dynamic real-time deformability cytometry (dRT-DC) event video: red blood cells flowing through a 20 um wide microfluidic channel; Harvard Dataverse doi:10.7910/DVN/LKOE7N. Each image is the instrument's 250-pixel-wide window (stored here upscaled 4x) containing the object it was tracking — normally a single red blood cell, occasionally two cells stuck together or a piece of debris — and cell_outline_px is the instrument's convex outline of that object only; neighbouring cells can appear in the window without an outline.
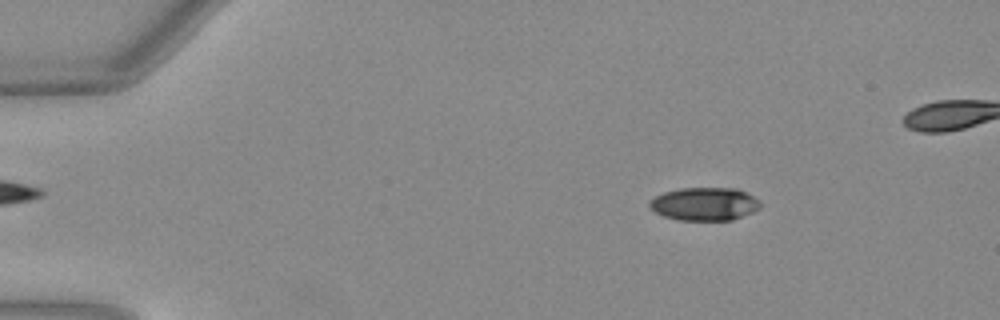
{"species": "Egyptian fruit bat (a non-hibernating species)", "species_latin": "Rousettus aegyptiacus", "temperature_condition": "warm", "stored_images_in_passage": 49, "camera_frame_rate_fps": 3000, "um_per_image_px": 0.085, "animal": {"sex": "female"}, "frame": {"image": 1, "passage_image": 8, "time_ms": 2.333, "image_size_px": [1000, 320], "cell_outline_px": [[760, 208], [752, 212], [732, 220], [680, 220], [664, 216], [656, 212], [648, 204], [656, 196], [664, 192], [680, 188], [736, 188], [752, 196], [760, 204]], "centroid_in_image_um": [59.88, 17.34], "position_along_channel_um": 25.1, "area_um2": 21.04}}
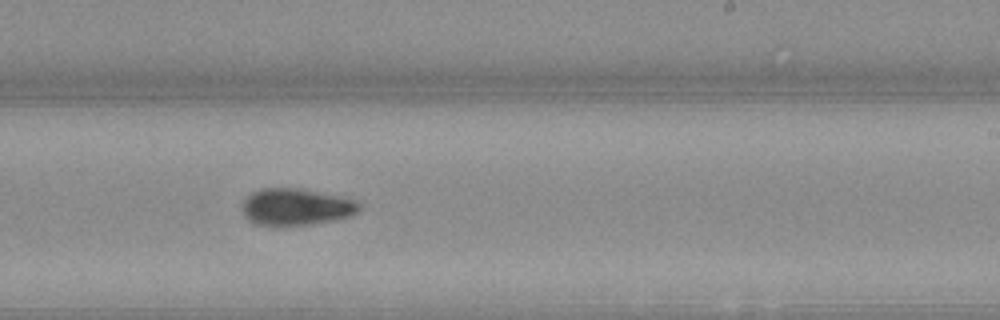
{"frame": {"image": 2, "passage_image": 32, "time_ms": 10.333, "image_size_px": [1000, 320], "cell_outline_px": [[360, 208], [352, 216], [336, 220], [312, 224], [276, 228], [272, 228], [256, 224], [248, 220], [244, 216], [244, 200], [252, 192], [264, 188], [300, 188], [340, 196], [352, 200], [360, 204]], "centroid_in_image_um": [25.15, 17.63], "position_along_channel_um": 263.9, "area_um2": 25.55}}
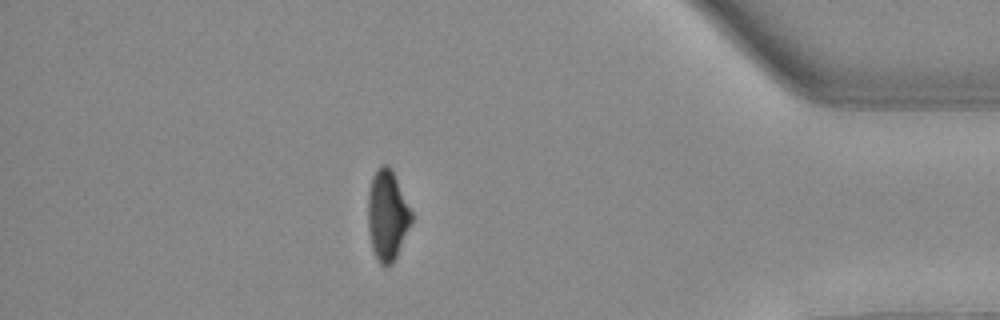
{"frame": {"image": 3, "passage_image": 45, "time_ms": 14.667, "image_size_px": [1000, 320], "cell_outline_px": [[412, 220], [396, 256], [392, 264], [384, 268], [380, 264], [372, 248], [368, 228], [368, 192], [372, 176], [376, 168], [380, 164], [388, 164], [392, 168], [412, 212]], "centroid_in_image_um": [32.9, 18.25], "position_along_channel_um": 402.3, "area_um2": 22.95}}